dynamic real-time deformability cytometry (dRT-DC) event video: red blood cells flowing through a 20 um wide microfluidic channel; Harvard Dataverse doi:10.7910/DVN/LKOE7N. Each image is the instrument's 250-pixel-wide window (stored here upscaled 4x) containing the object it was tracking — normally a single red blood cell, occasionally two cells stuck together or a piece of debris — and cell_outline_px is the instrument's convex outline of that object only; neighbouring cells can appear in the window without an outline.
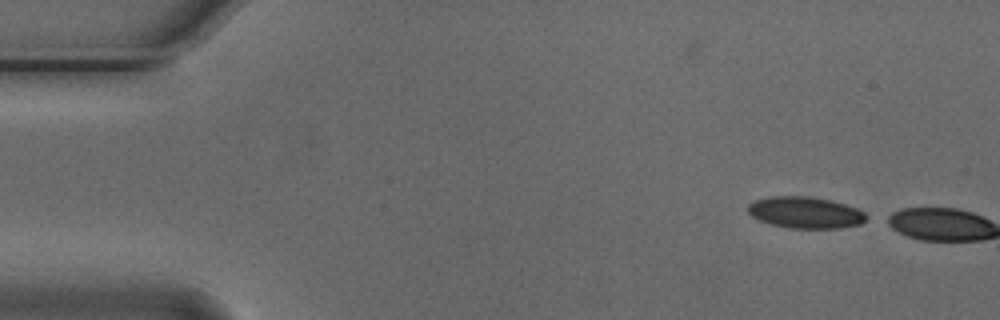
{"species": "Egyptian fruit bat (a non-hibernating species)", "species_latin": "Rousettus aegyptiacus", "temperature_condition": "cold", "stored_images_in_passage": 3, "camera_frame_rate_fps": 3000, "um_per_image_px": 0.085, "animal": {"sex": "male"}, "frame": {"image": 1, "passage_image": 1, "time_ms": 0.0, "image_size_px": [1000, 320], "cell_outline_px": [[864, 220], [860, 224], [840, 228], [792, 228], [772, 224], [760, 220], [752, 216], [748, 212], [748, 204], [752, 200], [768, 196], [808, 196], [828, 200], [844, 204], [856, 208], [864, 212]], "centroid_in_image_um": [68.39, 18.05], "position_along_channel_um": 16.6, "area_um2": 21.5}}